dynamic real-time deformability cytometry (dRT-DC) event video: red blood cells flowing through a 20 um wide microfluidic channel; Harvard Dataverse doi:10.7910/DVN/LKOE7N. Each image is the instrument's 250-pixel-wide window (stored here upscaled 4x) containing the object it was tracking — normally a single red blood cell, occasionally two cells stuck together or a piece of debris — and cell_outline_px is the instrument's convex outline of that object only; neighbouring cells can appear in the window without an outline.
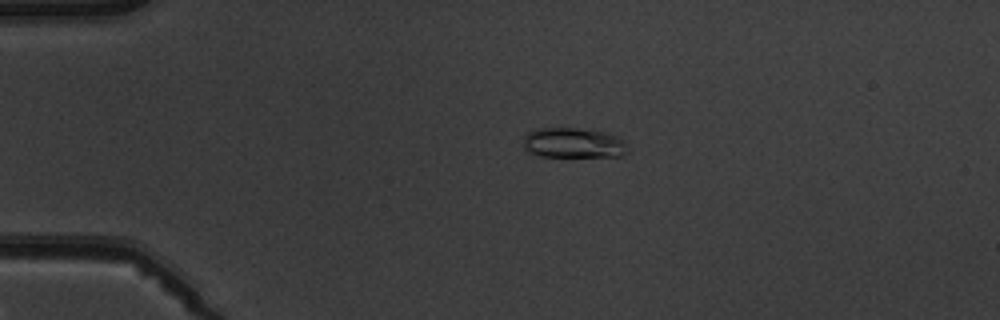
{"species": "common noctule bat (a hibernating species)", "species_latin": "Nyctalus noctula", "temperature_condition": "warm", "stored_images_in_passage": 4, "camera_frame_rate_fps": 3000, "um_per_image_px": 0.085, "animal": {"sex": "male", "body_mass_g": 19.5, "forearm_length_mm": 54.6}, "frame": {"image": 1, "passage_image": 3, "time_ms": 3.333, "image_size_px": [1000, 320], "cell_outline_px": [[628, 152], [620, 156], [540, 156], [528, 152], [524, 148], [524, 136], [528, 132], [536, 128], [576, 128], [604, 132], [616, 136], [624, 140]], "centroid_in_image_um": [48.71, 12.15], "position_along_channel_um": 36.3, "area_um2": 18.26}}